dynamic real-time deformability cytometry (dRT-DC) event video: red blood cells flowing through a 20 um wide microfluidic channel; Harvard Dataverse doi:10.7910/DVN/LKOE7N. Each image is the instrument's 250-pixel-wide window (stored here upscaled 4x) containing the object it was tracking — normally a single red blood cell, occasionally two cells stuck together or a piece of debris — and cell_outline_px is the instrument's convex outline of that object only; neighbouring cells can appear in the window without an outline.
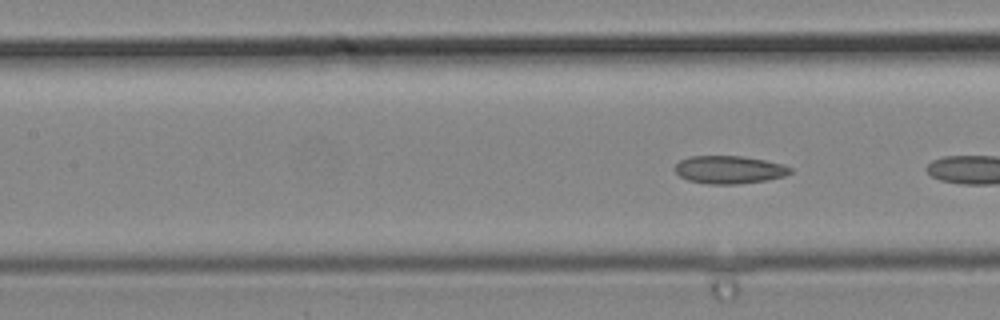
{"species": "common noctule bat (a hibernating species)", "species_latin": "Nyctalus noctula", "temperature_condition": "cold", "stored_images_in_passage": 4, "camera_frame_rate_fps": 3000, "um_per_image_px": 0.085, "animal": {"sex": "male", "body_mass_g": 19.2, "forearm_length_mm": 51.8}, "frame": {"image": 1, "passage_image": 4, "time_ms": 1.0, "image_size_px": [1000, 320], "cell_outline_px": [[792, 172], [784, 176], [764, 180], [736, 184], [708, 184], [688, 180], [680, 176], [672, 168], [680, 160], [688, 156], [744, 156], [784, 164], [792, 168]], "centroid_in_image_um": [61.96, 14.41], "position_along_channel_um": 145.4, "area_um2": 18.79}}